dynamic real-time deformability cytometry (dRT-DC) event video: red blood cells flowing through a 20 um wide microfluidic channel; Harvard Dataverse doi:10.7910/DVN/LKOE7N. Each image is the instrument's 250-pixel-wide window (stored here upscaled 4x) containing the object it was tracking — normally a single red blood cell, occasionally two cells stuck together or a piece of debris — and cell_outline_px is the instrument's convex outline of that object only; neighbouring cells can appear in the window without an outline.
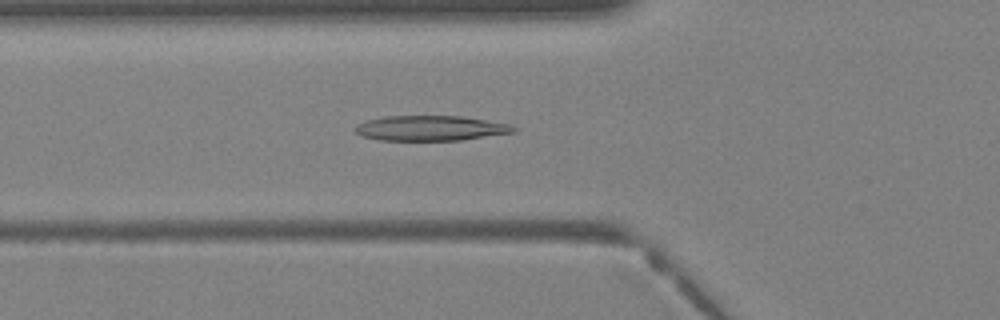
{"species": "Egyptian fruit bat (a non-hibernating species)", "species_latin": "Rousettus aegyptiacus", "temperature_condition": "warm", "stored_images_in_passage": 36, "camera_frame_rate_fps": 3000, "um_per_image_px": 0.085, "animal": {"sex": "female"}, "frame": {"image": 1, "passage_image": 14, "time_ms": 4.333, "image_size_px": [1000, 320], "cell_outline_px": [[516, 132], [460, 140], [380, 140], [364, 136], [356, 132], [356, 124], [364, 120], [384, 116], [460, 116], [508, 124], [516, 128]], "centroid_in_image_um": [36.56, 10.89], "position_along_channel_um": 89.2, "area_um2": 22.95}}
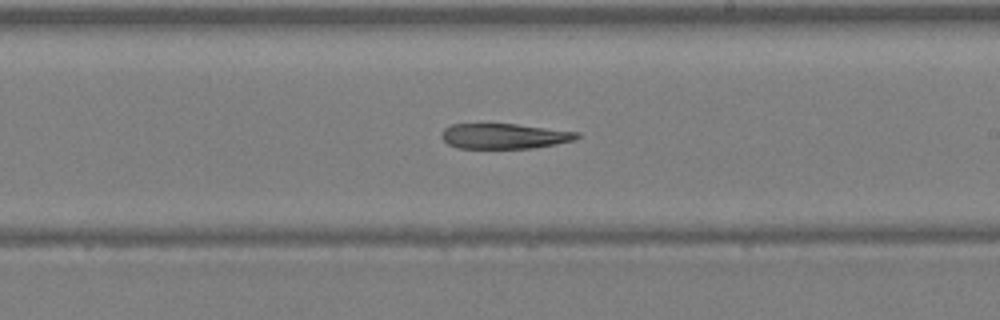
{"frame": {"image": 2, "passage_image": 23, "time_ms": 7.333, "image_size_px": [1000, 320], "cell_outline_px": [[580, 136], [576, 140], [556, 144], [532, 148], [456, 148], [448, 144], [440, 136], [440, 132], [444, 128], [452, 124], [516, 124], [580, 132]], "centroid_in_image_um": [42.86, 11.57], "position_along_channel_um": 246.1, "area_um2": 20.06}}
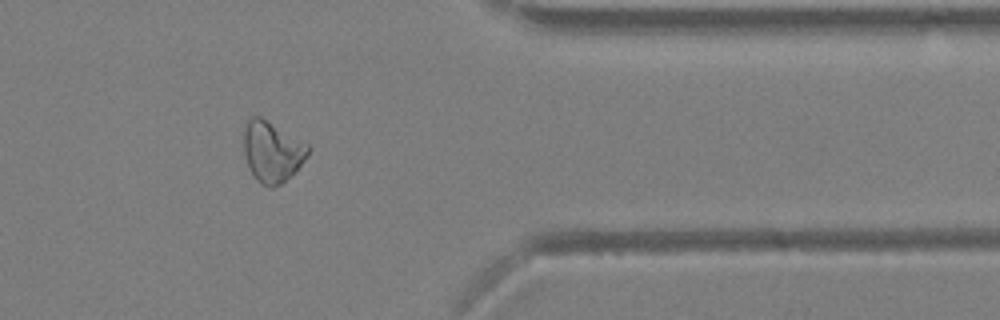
{"frame": {"image": 3, "passage_image": 32, "time_ms": 10.333, "image_size_px": [1000, 320], "cell_outline_px": [[312, 148], [308, 156], [280, 184], [272, 188], [268, 188], [260, 184], [256, 180], [244, 156], [244, 128], [248, 120], [252, 116], [260, 116], [308, 144]], "centroid_in_image_um": [23.12, 12.88], "position_along_channel_um": 388.3, "area_um2": 22.54}}